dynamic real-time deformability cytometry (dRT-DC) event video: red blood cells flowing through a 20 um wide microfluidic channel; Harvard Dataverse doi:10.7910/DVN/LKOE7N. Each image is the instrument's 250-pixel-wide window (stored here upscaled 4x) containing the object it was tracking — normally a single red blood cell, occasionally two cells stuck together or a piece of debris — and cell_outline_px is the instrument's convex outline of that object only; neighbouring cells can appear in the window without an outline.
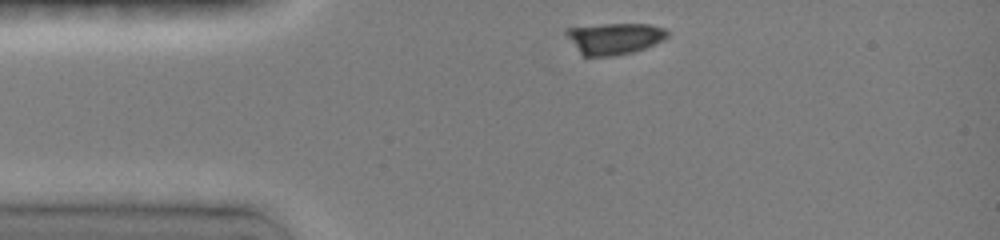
{"species": "common noctule bat (a hibernating species)", "species_latin": "Nyctalus noctula", "temperature_condition": "room temperature", "stored_images_in_passage": 33, "camera_frame_rate_fps": 3000, "um_per_image_px": 0.085, "animal": {"sex": "female", "body_mass_g": 19.0, "forearm_length_mm": 51.5}, "frame": {"image": 1, "passage_image": 1, "time_ms": 0.0, "image_size_px": [1000, 240], "cell_outline_px": [[668, 36], [644, 48], [612, 56], [584, 56], [580, 52], [564, 32], [564, 28], [604, 24], [648, 24], [664, 28], [668, 32]], "centroid_in_image_um": [52.18, 3.25], "position_along_channel_um": 32.8, "area_um2": 18.03}}
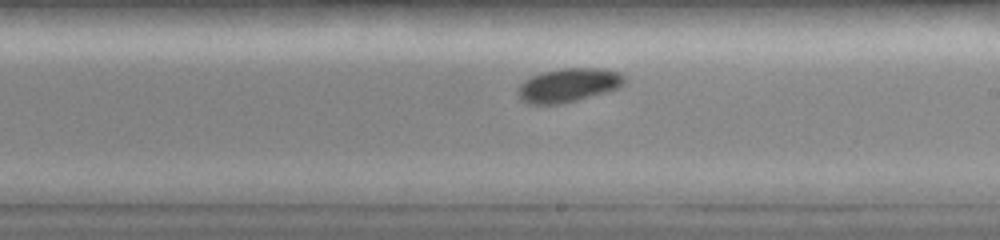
{"frame": {"image": 2, "passage_image": 19, "time_ms": 6.0, "image_size_px": [1000, 240], "cell_outline_px": [[628, 80], [624, 84], [608, 92], [560, 104], [528, 104], [520, 100], [516, 92], [516, 88], [524, 80], [540, 72], [560, 68], [604, 68], [620, 72], [628, 76]], "centroid_in_image_um": [48.33, 7.23], "position_along_channel_um": 240.7, "area_um2": 21.5}}
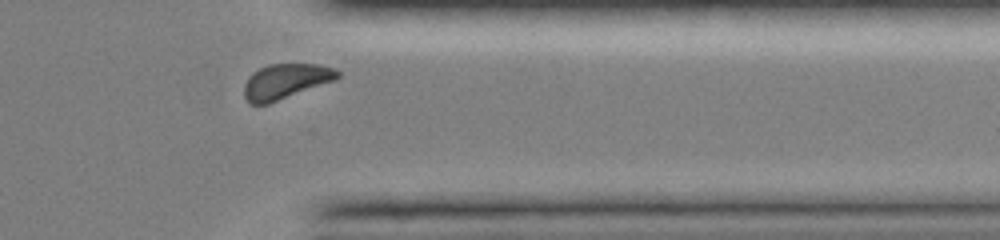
{"frame": {"image": 3, "passage_image": 30, "time_ms": 9.667, "image_size_px": [1000, 240], "cell_outline_px": [[340, 76], [336, 80], [268, 104], [248, 104], [244, 96], [244, 84], [248, 76], [252, 72], [268, 64], [320, 64], [336, 68], [340, 72]], "centroid_in_image_um": [24.28, 6.91], "position_along_channel_um": 387.1, "area_um2": 19.36}, "authors_computed_cell_mechanics": {"area_um2": 19.941, "velocity_mm_per_s": 3.9735, "shape_relaxation_time_tau1_ms": 2.0562, "shape_relaxation_time_tau2_ms": null, "deformation_change_tau1": 0.0784, "deformation_change_tau2": null}}